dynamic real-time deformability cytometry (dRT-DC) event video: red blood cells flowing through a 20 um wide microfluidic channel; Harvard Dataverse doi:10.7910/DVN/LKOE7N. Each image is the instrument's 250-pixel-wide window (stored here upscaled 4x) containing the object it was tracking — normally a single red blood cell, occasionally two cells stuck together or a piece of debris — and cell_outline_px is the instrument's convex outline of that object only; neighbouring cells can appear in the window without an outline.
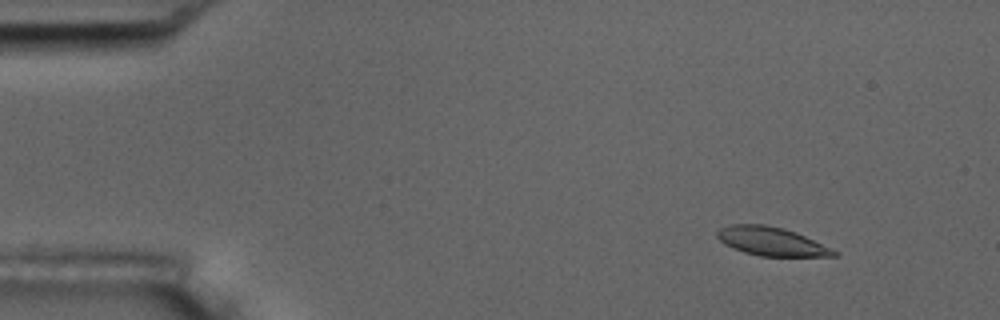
{"species": "common noctule bat (a hibernating species)", "species_latin": "Nyctalus noctula", "temperature_condition": "room temperature", "stored_images_in_passage": 5, "segment_of_instrument_passage": [1, 2], "camera_frame_rate_fps": 3000, "um_per_image_px": 0.085, "animal": {"sex": "male", "body_mass_g": 17.5, "forearm_length_mm": 52.3}, "frame": {"image": 1, "passage_image": 2, "time_ms": 1.333, "image_size_px": [1000, 320], "cell_outline_px": [[840, 252], [836, 256], [760, 256], [744, 252], [732, 248], [724, 244], [716, 236], [716, 232], [720, 228], [732, 224], [764, 224], [784, 228], [796, 232]], "centroid_in_image_um": [65.56, 20.51], "position_along_channel_um": 19.4, "area_um2": 19.48}}